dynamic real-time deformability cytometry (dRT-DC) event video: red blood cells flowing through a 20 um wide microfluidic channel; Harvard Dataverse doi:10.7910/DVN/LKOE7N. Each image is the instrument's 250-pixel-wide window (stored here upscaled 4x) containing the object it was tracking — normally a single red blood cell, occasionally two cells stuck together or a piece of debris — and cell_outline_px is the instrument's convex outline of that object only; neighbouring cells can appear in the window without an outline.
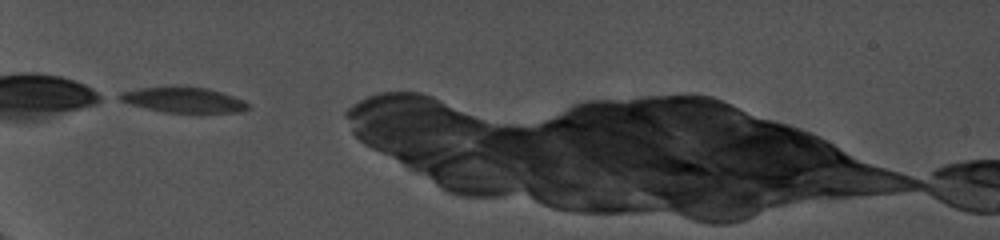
{"species": "common noctule bat (a hibernating species)", "species_latin": "Nyctalus noctula", "temperature_condition": "cold", "stored_images_in_passage": 19, "camera_frame_rate_fps": 5000, "um_per_image_px": 0.085, "animal": {"sex": "female", "body_mass_g": 19.0, "forearm_length_mm": 56.7}, "frame": {"image": 1, "passage_image": 1, "time_ms": 0.0, "image_size_px": [1000, 240], "cell_outline_px": [[252, 108], [244, 112], [164, 112], [128, 104], [112, 96], [120, 92], [136, 88], [208, 88], [244, 100], [252, 104]], "centroid_in_image_um": [15.6, 8.51], "position_along_channel_um": 69.4, "area_um2": 18.79}}
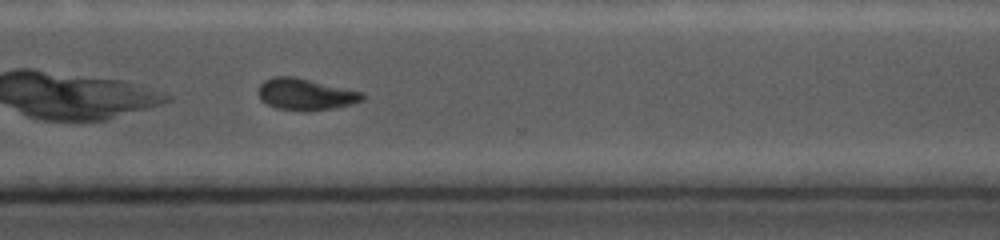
{"frame": {"image": 2, "passage_image": 16, "time_ms": 7.6, "image_size_px": [1000, 240], "cell_outline_px": [[364, 100], [352, 104], [332, 108], [276, 108], [260, 100], [260, 84], [264, 80], [276, 76], [292, 76], [364, 92]], "centroid_in_image_um": [26.0, 7.97], "position_along_channel_um": 344.6, "area_um2": 18.26}}